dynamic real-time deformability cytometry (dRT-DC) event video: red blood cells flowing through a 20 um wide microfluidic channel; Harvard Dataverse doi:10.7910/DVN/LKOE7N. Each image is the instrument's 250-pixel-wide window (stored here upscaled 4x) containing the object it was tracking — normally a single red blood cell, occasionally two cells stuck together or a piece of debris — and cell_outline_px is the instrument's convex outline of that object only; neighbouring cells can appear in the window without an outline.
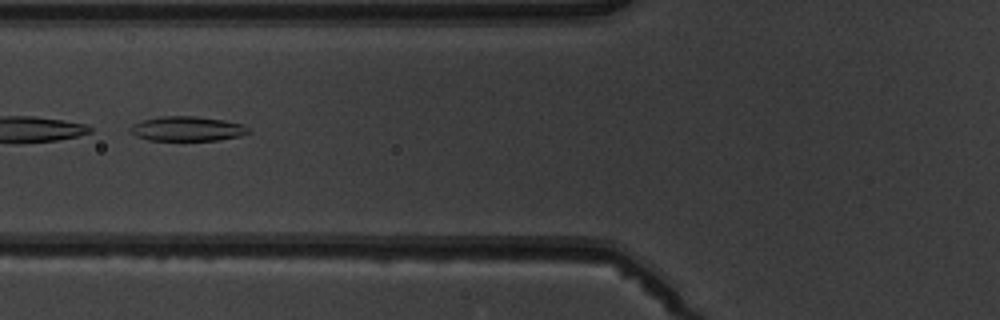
{"species": "common noctule bat (a hibernating species)", "species_latin": "Nyctalus noctula", "temperature_condition": "warm", "stored_images_in_passage": 6, "camera_frame_rate_fps": 3000, "um_per_image_px": 0.085, "animal": {"sex": "male", "body_mass_g": 19.5, "forearm_length_mm": 54.6}, "frame": {"image": 1, "passage_image": 5, "time_ms": 5.667, "image_size_px": [1000, 320], "cell_outline_px": [[252, 132], [240, 136], [216, 140], [148, 140], [136, 136], [128, 128], [132, 124], [140, 120], [160, 116], [196, 116], [224, 120], [244, 124]], "centroid_in_image_um": [15.91, 10.93], "position_along_channel_um": 109.9, "area_um2": 17.11}}
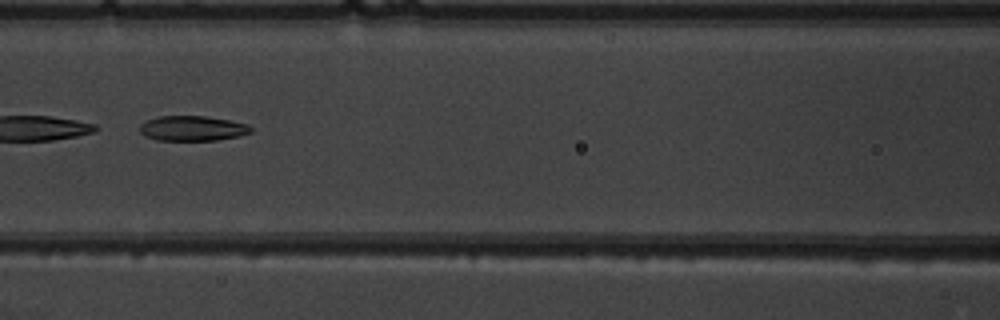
{"frame": {"image": 2, "passage_image": 6, "time_ms": 6.667, "image_size_px": [1000, 320], "cell_outline_px": [[252, 132], [240, 136], [216, 140], [156, 140], [144, 136], [140, 132], [140, 124], [148, 120], [160, 116], [204, 116], [228, 120], [248, 124], [252, 128]], "centroid_in_image_um": [16.36, 10.91], "position_along_channel_um": 150.2, "area_um2": 16.18}}